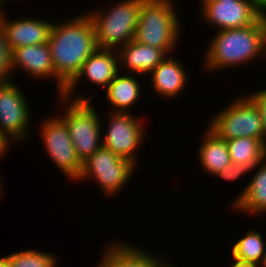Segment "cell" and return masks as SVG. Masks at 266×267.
<instances>
[{
	"label": "cell",
	"instance_id": "1",
	"mask_svg": "<svg viewBox=\"0 0 266 267\" xmlns=\"http://www.w3.org/2000/svg\"><path fill=\"white\" fill-rule=\"evenodd\" d=\"M48 45L56 76L67 86L98 48L94 25L85 13L52 24Z\"/></svg>",
	"mask_w": 266,
	"mask_h": 267
},
{
	"label": "cell",
	"instance_id": "2",
	"mask_svg": "<svg viewBox=\"0 0 266 267\" xmlns=\"http://www.w3.org/2000/svg\"><path fill=\"white\" fill-rule=\"evenodd\" d=\"M209 43L204 65L210 72L243 66L256 61L261 55L266 59L265 25L262 17L247 27L218 30Z\"/></svg>",
	"mask_w": 266,
	"mask_h": 267
},
{
	"label": "cell",
	"instance_id": "3",
	"mask_svg": "<svg viewBox=\"0 0 266 267\" xmlns=\"http://www.w3.org/2000/svg\"><path fill=\"white\" fill-rule=\"evenodd\" d=\"M59 108H63L58 117L65 123L70 134L76 154L80 161H85L96 150L103 146L102 119H99L98 111L91 102V96H73L72 100L58 96ZM75 98V99H74ZM61 104V107H60ZM60 114V115H59Z\"/></svg>",
	"mask_w": 266,
	"mask_h": 267
},
{
	"label": "cell",
	"instance_id": "4",
	"mask_svg": "<svg viewBox=\"0 0 266 267\" xmlns=\"http://www.w3.org/2000/svg\"><path fill=\"white\" fill-rule=\"evenodd\" d=\"M171 0H144L134 40L154 48L162 49L167 55L180 41L181 24L175 5Z\"/></svg>",
	"mask_w": 266,
	"mask_h": 267
},
{
	"label": "cell",
	"instance_id": "5",
	"mask_svg": "<svg viewBox=\"0 0 266 267\" xmlns=\"http://www.w3.org/2000/svg\"><path fill=\"white\" fill-rule=\"evenodd\" d=\"M143 1L119 0L108 10L86 12L94 25L98 48L118 50L134 40Z\"/></svg>",
	"mask_w": 266,
	"mask_h": 267
},
{
	"label": "cell",
	"instance_id": "6",
	"mask_svg": "<svg viewBox=\"0 0 266 267\" xmlns=\"http://www.w3.org/2000/svg\"><path fill=\"white\" fill-rule=\"evenodd\" d=\"M226 108L212 116L208 128L223 140L250 137L266 145L262 118L255 104L246 96H236Z\"/></svg>",
	"mask_w": 266,
	"mask_h": 267
},
{
	"label": "cell",
	"instance_id": "7",
	"mask_svg": "<svg viewBox=\"0 0 266 267\" xmlns=\"http://www.w3.org/2000/svg\"><path fill=\"white\" fill-rule=\"evenodd\" d=\"M136 168L131 161L102 146L82 162L81 172L75 181L93 179L105 196L113 197L133 178Z\"/></svg>",
	"mask_w": 266,
	"mask_h": 267
},
{
	"label": "cell",
	"instance_id": "8",
	"mask_svg": "<svg viewBox=\"0 0 266 267\" xmlns=\"http://www.w3.org/2000/svg\"><path fill=\"white\" fill-rule=\"evenodd\" d=\"M0 82V135L11 145L25 141L30 133V107L14 82Z\"/></svg>",
	"mask_w": 266,
	"mask_h": 267
},
{
	"label": "cell",
	"instance_id": "9",
	"mask_svg": "<svg viewBox=\"0 0 266 267\" xmlns=\"http://www.w3.org/2000/svg\"><path fill=\"white\" fill-rule=\"evenodd\" d=\"M41 125L39 133L46 154L69 181H75L81 172L82 162L76 154L65 123L57 115H54L52 118L43 120Z\"/></svg>",
	"mask_w": 266,
	"mask_h": 267
},
{
	"label": "cell",
	"instance_id": "10",
	"mask_svg": "<svg viewBox=\"0 0 266 267\" xmlns=\"http://www.w3.org/2000/svg\"><path fill=\"white\" fill-rule=\"evenodd\" d=\"M110 113L107 132L102 133L103 147L137 166L139 160L136 151L144 142L145 125L141 124L143 122L132 112L111 110Z\"/></svg>",
	"mask_w": 266,
	"mask_h": 267
},
{
	"label": "cell",
	"instance_id": "11",
	"mask_svg": "<svg viewBox=\"0 0 266 267\" xmlns=\"http://www.w3.org/2000/svg\"><path fill=\"white\" fill-rule=\"evenodd\" d=\"M203 20L217 30L243 28L255 24L262 16L252 0L199 1Z\"/></svg>",
	"mask_w": 266,
	"mask_h": 267
},
{
	"label": "cell",
	"instance_id": "12",
	"mask_svg": "<svg viewBox=\"0 0 266 267\" xmlns=\"http://www.w3.org/2000/svg\"><path fill=\"white\" fill-rule=\"evenodd\" d=\"M12 71L22 70L31 77L38 79H54L61 96L66 85L56 76L51 51L48 42L37 45H27L11 51Z\"/></svg>",
	"mask_w": 266,
	"mask_h": 267
},
{
	"label": "cell",
	"instance_id": "13",
	"mask_svg": "<svg viewBox=\"0 0 266 267\" xmlns=\"http://www.w3.org/2000/svg\"><path fill=\"white\" fill-rule=\"evenodd\" d=\"M119 73V57L117 50L97 48L83 63L81 70L66 86L62 96L72 100L74 91L81 78H86L97 87L106 89L109 83ZM86 76V77H85ZM78 83V84H77Z\"/></svg>",
	"mask_w": 266,
	"mask_h": 267
},
{
	"label": "cell",
	"instance_id": "14",
	"mask_svg": "<svg viewBox=\"0 0 266 267\" xmlns=\"http://www.w3.org/2000/svg\"><path fill=\"white\" fill-rule=\"evenodd\" d=\"M4 9L0 10V25L6 36L9 49L12 51L27 45H37L48 42L53 22L34 17L7 19Z\"/></svg>",
	"mask_w": 266,
	"mask_h": 267
},
{
	"label": "cell",
	"instance_id": "15",
	"mask_svg": "<svg viewBox=\"0 0 266 267\" xmlns=\"http://www.w3.org/2000/svg\"><path fill=\"white\" fill-rule=\"evenodd\" d=\"M119 57V71L121 66L127 70L126 73L150 75L152 70L161 63L167 54L160 48H154L132 40L117 50Z\"/></svg>",
	"mask_w": 266,
	"mask_h": 267
},
{
	"label": "cell",
	"instance_id": "16",
	"mask_svg": "<svg viewBox=\"0 0 266 267\" xmlns=\"http://www.w3.org/2000/svg\"><path fill=\"white\" fill-rule=\"evenodd\" d=\"M171 56L167 55L148 75L155 93L165 99L179 96L188 85L186 69L179 59Z\"/></svg>",
	"mask_w": 266,
	"mask_h": 267
},
{
	"label": "cell",
	"instance_id": "17",
	"mask_svg": "<svg viewBox=\"0 0 266 267\" xmlns=\"http://www.w3.org/2000/svg\"><path fill=\"white\" fill-rule=\"evenodd\" d=\"M253 170L256 173L230 205L237 213L259 216L266 213V157Z\"/></svg>",
	"mask_w": 266,
	"mask_h": 267
},
{
	"label": "cell",
	"instance_id": "18",
	"mask_svg": "<svg viewBox=\"0 0 266 267\" xmlns=\"http://www.w3.org/2000/svg\"><path fill=\"white\" fill-rule=\"evenodd\" d=\"M119 72L106 87V99L112 106V112H130L136 106L135 104L141 94V84L136 78V74ZM137 79V80H136ZM133 107V108H132Z\"/></svg>",
	"mask_w": 266,
	"mask_h": 267
},
{
	"label": "cell",
	"instance_id": "19",
	"mask_svg": "<svg viewBox=\"0 0 266 267\" xmlns=\"http://www.w3.org/2000/svg\"><path fill=\"white\" fill-rule=\"evenodd\" d=\"M205 133L198 150V160L206 173L214 176L231 162V158L226 140L218 137L208 127Z\"/></svg>",
	"mask_w": 266,
	"mask_h": 267
},
{
	"label": "cell",
	"instance_id": "20",
	"mask_svg": "<svg viewBox=\"0 0 266 267\" xmlns=\"http://www.w3.org/2000/svg\"><path fill=\"white\" fill-rule=\"evenodd\" d=\"M158 257L124 241L107 247V267H149Z\"/></svg>",
	"mask_w": 266,
	"mask_h": 267
},
{
	"label": "cell",
	"instance_id": "21",
	"mask_svg": "<svg viewBox=\"0 0 266 267\" xmlns=\"http://www.w3.org/2000/svg\"><path fill=\"white\" fill-rule=\"evenodd\" d=\"M226 142L231 162L255 168L266 157V145L259 139L240 137Z\"/></svg>",
	"mask_w": 266,
	"mask_h": 267
},
{
	"label": "cell",
	"instance_id": "22",
	"mask_svg": "<svg viewBox=\"0 0 266 267\" xmlns=\"http://www.w3.org/2000/svg\"><path fill=\"white\" fill-rule=\"evenodd\" d=\"M266 253L265 240L262 234L253 228L232 245L231 256L245 262L261 264Z\"/></svg>",
	"mask_w": 266,
	"mask_h": 267
},
{
	"label": "cell",
	"instance_id": "23",
	"mask_svg": "<svg viewBox=\"0 0 266 267\" xmlns=\"http://www.w3.org/2000/svg\"><path fill=\"white\" fill-rule=\"evenodd\" d=\"M57 259L53 253L27 249L8 254V267H56Z\"/></svg>",
	"mask_w": 266,
	"mask_h": 267
},
{
	"label": "cell",
	"instance_id": "24",
	"mask_svg": "<svg viewBox=\"0 0 266 267\" xmlns=\"http://www.w3.org/2000/svg\"><path fill=\"white\" fill-rule=\"evenodd\" d=\"M13 74L11 50L8 47L5 32L0 25V82L12 81Z\"/></svg>",
	"mask_w": 266,
	"mask_h": 267
},
{
	"label": "cell",
	"instance_id": "25",
	"mask_svg": "<svg viewBox=\"0 0 266 267\" xmlns=\"http://www.w3.org/2000/svg\"><path fill=\"white\" fill-rule=\"evenodd\" d=\"M252 165H244L239 163L230 162L225 168H223L219 173L214 175L216 178L223 180H228L229 182L239 179L247 173L253 172Z\"/></svg>",
	"mask_w": 266,
	"mask_h": 267
},
{
	"label": "cell",
	"instance_id": "26",
	"mask_svg": "<svg viewBox=\"0 0 266 267\" xmlns=\"http://www.w3.org/2000/svg\"><path fill=\"white\" fill-rule=\"evenodd\" d=\"M259 110L260 116L262 118L264 132L266 136V88L255 90L253 92L247 93L246 95Z\"/></svg>",
	"mask_w": 266,
	"mask_h": 267
},
{
	"label": "cell",
	"instance_id": "27",
	"mask_svg": "<svg viewBox=\"0 0 266 267\" xmlns=\"http://www.w3.org/2000/svg\"><path fill=\"white\" fill-rule=\"evenodd\" d=\"M231 259L233 260L231 267H260V265L257 263L240 261L234 257Z\"/></svg>",
	"mask_w": 266,
	"mask_h": 267
},
{
	"label": "cell",
	"instance_id": "28",
	"mask_svg": "<svg viewBox=\"0 0 266 267\" xmlns=\"http://www.w3.org/2000/svg\"><path fill=\"white\" fill-rule=\"evenodd\" d=\"M252 2L261 16L266 14V0H252Z\"/></svg>",
	"mask_w": 266,
	"mask_h": 267
},
{
	"label": "cell",
	"instance_id": "29",
	"mask_svg": "<svg viewBox=\"0 0 266 267\" xmlns=\"http://www.w3.org/2000/svg\"><path fill=\"white\" fill-rule=\"evenodd\" d=\"M168 262L165 260V257L164 259L161 257H158L149 267H176L172 263H170L169 260Z\"/></svg>",
	"mask_w": 266,
	"mask_h": 267
},
{
	"label": "cell",
	"instance_id": "30",
	"mask_svg": "<svg viewBox=\"0 0 266 267\" xmlns=\"http://www.w3.org/2000/svg\"><path fill=\"white\" fill-rule=\"evenodd\" d=\"M10 144L0 135V158L7 153Z\"/></svg>",
	"mask_w": 266,
	"mask_h": 267
},
{
	"label": "cell",
	"instance_id": "31",
	"mask_svg": "<svg viewBox=\"0 0 266 267\" xmlns=\"http://www.w3.org/2000/svg\"><path fill=\"white\" fill-rule=\"evenodd\" d=\"M104 253L102 252V255H101V260L100 262L97 264V266L95 267H107V247L106 249L104 248Z\"/></svg>",
	"mask_w": 266,
	"mask_h": 267
},
{
	"label": "cell",
	"instance_id": "32",
	"mask_svg": "<svg viewBox=\"0 0 266 267\" xmlns=\"http://www.w3.org/2000/svg\"><path fill=\"white\" fill-rule=\"evenodd\" d=\"M0 267H8V255L0 257Z\"/></svg>",
	"mask_w": 266,
	"mask_h": 267
},
{
	"label": "cell",
	"instance_id": "33",
	"mask_svg": "<svg viewBox=\"0 0 266 267\" xmlns=\"http://www.w3.org/2000/svg\"><path fill=\"white\" fill-rule=\"evenodd\" d=\"M260 267H266V253L264 255V258L262 260V263L260 264Z\"/></svg>",
	"mask_w": 266,
	"mask_h": 267
},
{
	"label": "cell",
	"instance_id": "34",
	"mask_svg": "<svg viewBox=\"0 0 266 267\" xmlns=\"http://www.w3.org/2000/svg\"><path fill=\"white\" fill-rule=\"evenodd\" d=\"M264 25H265V40H266V14L262 16Z\"/></svg>",
	"mask_w": 266,
	"mask_h": 267
},
{
	"label": "cell",
	"instance_id": "35",
	"mask_svg": "<svg viewBox=\"0 0 266 267\" xmlns=\"http://www.w3.org/2000/svg\"><path fill=\"white\" fill-rule=\"evenodd\" d=\"M7 0H0V10L1 8L3 9L4 7V3L6 2ZM3 6V7H2Z\"/></svg>",
	"mask_w": 266,
	"mask_h": 267
},
{
	"label": "cell",
	"instance_id": "36",
	"mask_svg": "<svg viewBox=\"0 0 266 267\" xmlns=\"http://www.w3.org/2000/svg\"><path fill=\"white\" fill-rule=\"evenodd\" d=\"M200 1H220V2H227L228 0H200ZM233 1V0H230Z\"/></svg>",
	"mask_w": 266,
	"mask_h": 267
},
{
	"label": "cell",
	"instance_id": "37",
	"mask_svg": "<svg viewBox=\"0 0 266 267\" xmlns=\"http://www.w3.org/2000/svg\"><path fill=\"white\" fill-rule=\"evenodd\" d=\"M2 191H4V190H2V184H1V181H0V197L2 196Z\"/></svg>",
	"mask_w": 266,
	"mask_h": 267
}]
</instances>
